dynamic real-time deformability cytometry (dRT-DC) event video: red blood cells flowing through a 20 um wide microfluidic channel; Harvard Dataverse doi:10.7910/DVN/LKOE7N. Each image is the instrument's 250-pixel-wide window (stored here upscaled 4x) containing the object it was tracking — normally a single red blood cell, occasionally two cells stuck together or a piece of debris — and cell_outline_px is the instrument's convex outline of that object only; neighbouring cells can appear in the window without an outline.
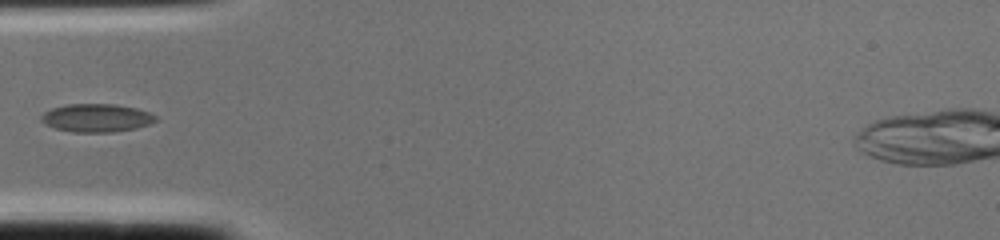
{"species": "common noctule bat (a hibernating species)", "species_latin": "Nyctalus noctula", "temperature_condition": "cold", "stored_images_in_passage": 2, "camera_frame_rate_fps": 3000, "um_per_image_px": 0.085, "animal": {"sex": "female", "body_mass_g": 22.0, "forearm_length_mm": 56.7}, "frame": {"image": 1, "passage_image": 2, "time_ms": 0.333, "image_size_px": [1000, 240], "cell_outline_px": [[160, 120], [136, 128], [112, 132], [72, 132], [56, 128], [44, 124], [40, 120], [40, 116], [44, 112], [52, 108], [68, 104], [116, 104], [136, 108], [148, 112], [156, 116]], "centroid_in_image_um": [8.2, 10.02], "position_along_channel_um": 76.8, "area_um2": 18.84}}